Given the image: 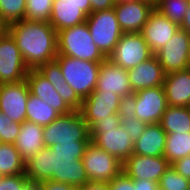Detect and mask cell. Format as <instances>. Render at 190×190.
Listing matches in <instances>:
<instances>
[{"mask_svg":"<svg viewBox=\"0 0 190 190\" xmlns=\"http://www.w3.org/2000/svg\"><path fill=\"white\" fill-rule=\"evenodd\" d=\"M89 142L54 144L44 147L25 163V176L31 184L45 180L75 185L89 182L82 157Z\"/></svg>","mask_w":190,"mask_h":190,"instance_id":"obj_1","label":"cell"},{"mask_svg":"<svg viewBox=\"0 0 190 190\" xmlns=\"http://www.w3.org/2000/svg\"><path fill=\"white\" fill-rule=\"evenodd\" d=\"M15 40L25 65L29 69L55 60L58 55L57 32L49 22L15 21L7 26Z\"/></svg>","mask_w":190,"mask_h":190,"instance_id":"obj_2","label":"cell"},{"mask_svg":"<svg viewBox=\"0 0 190 190\" xmlns=\"http://www.w3.org/2000/svg\"><path fill=\"white\" fill-rule=\"evenodd\" d=\"M58 55L103 62L107 57L96 46L86 22L57 32Z\"/></svg>","mask_w":190,"mask_h":190,"instance_id":"obj_3","label":"cell"},{"mask_svg":"<svg viewBox=\"0 0 190 190\" xmlns=\"http://www.w3.org/2000/svg\"><path fill=\"white\" fill-rule=\"evenodd\" d=\"M45 147L54 144H68L74 142H90V131L79 110L67 114H60L49 125L43 127Z\"/></svg>","mask_w":190,"mask_h":190,"instance_id":"obj_4","label":"cell"},{"mask_svg":"<svg viewBox=\"0 0 190 190\" xmlns=\"http://www.w3.org/2000/svg\"><path fill=\"white\" fill-rule=\"evenodd\" d=\"M62 75L81 100L86 99L96 88L101 62L57 55Z\"/></svg>","mask_w":190,"mask_h":190,"instance_id":"obj_5","label":"cell"},{"mask_svg":"<svg viewBox=\"0 0 190 190\" xmlns=\"http://www.w3.org/2000/svg\"><path fill=\"white\" fill-rule=\"evenodd\" d=\"M86 23L94 43L108 58L123 35L114 8L91 13Z\"/></svg>","mask_w":190,"mask_h":190,"instance_id":"obj_6","label":"cell"},{"mask_svg":"<svg viewBox=\"0 0 190 190\" xmlns=\"http://www.w3.org/2000/svg\"><path fill=\"white\" fill-rule=\"evenodd\" d=\"M89 181L109 183L123 172V163L90 141L82 157Z\"/></svg>","mask_w":190,"mask_h":190,"instance_id":"obj_7","label":"cell"},{"mask_svg":"<svg viewBox=\"0 0 190 190\" xmlns=\"http://www.w3.org/2000/svg\"><path fill=\"white\" fill-rule=\"evenodd\" d=\"M153 55L141 33H123L108 59L129 70Z\"/></svg>","mask_w":190,"mask_h":190,"instance_id":"obj_8","label":"cell"},{"mask_svg":"<svg viewBox=\"0 0 190 190\" xmlns=\"http://www.w3.org/2000/svg\"><path fill=\"white\" fill-rule=\"evenodd\" d=\"M28 71L15 40L6 31L0 38V84L23 81Z\"/></svg>","mask_w":190,"mask_h":190,"instance_id":"obj_9","label":"cell"},{"mask_svg":"<svg viewBox=\"0 0 190 190\" xmlns=\"http://www.w3.org/2000/svg\"><path fill=\"white\" fill-rule=\"evenodd\" d=\"M189 54L190 35L181 28L155 53L166 74L185 70Z\"/></svg>","mask_w":190,"mask_h":190,"instance_id":"obj_10","label":"cell"},{"mask_svg":"<svg viewBox=\"0 0 190 190\" xmlns=\"http://www.w3.org/2000/svg\"><path fill=\"white\" fill-rule=\"evenodd\" d=\"M154 2L149 0H116L114 12L123 33H140Z\"/></svg>","mask_w":190,"mask_h":190,"instance_id":"obj_11","label":"cell"},{"mask_svg":"<svg viewBox=\"0 0 190 190\" xmlns=\"http://www.w3.org/2000/svg\"><path fill=\"white\" fill-rule=\"evenodd\" d=\"M30 94L25 80L15 83L0 84V110L13 122L26 121V105Z\"/></svg>","mask_w":190,"mask_h":190,"instance_id":"obj_12","label":"cell"},{"mask_svg":"<svg viewBox=\"0 0 190 190\" xmlns=\"http://www.w3.org/2000/svg\"><path fill=\"white\" fill-rule=\"evenodd\" d=\"M90 141L122 163L133 154L134 141L122 125L103 128L100 133H90Z\"/></svg>","mask_w":190,"mask_h":190,"instance_id":"obj_13","label":"cell"},{"mask_svg":"<svg viewBox=\"0 0 190 190\" xmlns=\"http://www.w3.org/2000/svg\"><path fill=\"white\" fill-rule=\"evenodd\" d=\"M135 93V117L147 124L159 123L168 106L164 87L145 88Z\"/></svg>","mask_w":190,"mask_h":190,"instance_id":"obj_14","label":"cell"},{"mask_svg":"<svg viewBox=\"0 0 190 190\" xmlns=\"http://www.w3.org/2000/svg\"><path fill=\"white\" fill-rule=\"evenodd\" d=\"M171 164L164 156H142L132 154L123 163V172L133 180H150L158 183Z\"/></svg>","mask_w":190,"mask_h":190,"instance_id":"obj_15","label":"cell"},{"mask_svg":"<svg viewBox=\"0 0 190 190\" xmlns=\"http://www.w3.org/2000/svg\"><path fill=\"white\" fill-rule=\"evenodd\" d=\"M121 97L116 93L93 91L82 100L80 112L90 127L96 120L109 119V116L118 113Z\"/></svg>","mask_w":190,"mask_h":190,"instance_id":"obj_16","label":"cell"},{"mask_svg":"<svg viewBox=\"0 0 190 190\" xmlns=\"http://www.w3.org/2000/svg\"><path fill=\"white\" fill-rule=\"evenodd\" d=\"M179 26L171 22L155 8L150 12L141 35L155 54L179 30Z\"/></svg>","mask_w":190,"mask_h":190,"instance_id":"obj_17","label":"cell"},{"mask_svg":"<svg viewBox=\"0 0 190 190\" xmlns=\"http://www.w3.org/2000/svg\"><path fill=\"white\" fill-rule=\"evenodd\" d=\"M91 4H75L69 0H54L49 23L56 32L86 22Z\"/></svg>","mask_w":190,"mask_h":190,"instance_id":"obj_18","label":"cell"},{"mask_svg":"<svg viewBox=\"0 0 190 190\" xmlns=\"http://www.w3.org/2000/svg\"><path fill=\"white\" fill-rule=\"evenodd\" d=\"M94 91L114 92L120 97L133 93L127 70L106 58L101 62Z\"/></svg>","mask_w":190,"mask_h":190,"instance_id":"obj_19","label":"cell"},{"mask_svg":"<svg viewBox=\"0 0 190 190\" xmlns=\"http://www.w3.org/2000/svg\"><path fill=\"white\" fill-rule=\"evenodd\" d=\"M127 72L133 92L163 86L166 75L155 54Z\"/></svg>","mask_w":190,"mask_h":190,"instance_id":"obj_20","label":"cell"},{"mask_svg":"<svg viewBox=\"0 0 190 190\" xmlns=\"http://www.w3.org/2000/svg\"><path fill=\"white\" fill-rule=\"evenodd\" d=\"M26 81L32 95L53 106L60 114H67L73 111L61 98L51 82L38 69H29Z\"/></svg>","mask_w":190,"mask_h":190,"instance_id":"obj_21","label":"cell"},{"mask_svg":"<svg viewBox=\"0 0 190 190\" xmlns=\"http://www.w3.org/2000/svg\"><path fill=\"white\" fill-rule=\"evenodd\" d=\"M163 87L169 106L187 107L190 102V70L166 74Z\"/></svg>","mask_w":190,"mask_h":190,"instance_id":"obj_22","label":"cell"},{"mask_svg":"<svg viewBox=\"0 0 190 190\" xmlns=\"http://www.w3.org/2000/svg\"><path fill=\"white\" fill-rule=\"evenodd\" d=\"M14 146L19 151L22 161L24 163L29 161L37 152L45 147L43 126L34 122L23 121Z\"/></svg>","mask_w":190,"mask_h":190,"instance_id":"obj_23","label":"cell"},{"mask_svg":"<svg viewBox=\"0 0 190 190\" xmlns=\"http://www.w3.org/2000/svg\"><path fill=\"white\" fill-rule=\"evenodd\" d=\"M167 133L159 123L147 124L143 133L134 141L133 154L163 156Z\"/></svg>","mask_w":190,"mask_h":190,"instance_id":"obj_24","label":"cell"},{"mask_svg":"<svg viewBox=\"0 0 190 190\" xmlns=\"http://www.w3.org/2000/svg\"><path fill=\"white\" fill-rule=\"evenodd\" d=\"M159 124L166 133L190 132V111L187 107L168 105Z\"/></svg>","mask_w":190,"mask_h":190,"instance_id":"obj_25","label":"cell"},{"mask_svg":"<svg viewBox=\"0 0 190 190\" xmlns=\"http://www.w3.org/2000/svg\"><path fill=\"white\" fill-rule=\"evenodd\" d=\"M60 113L48 105L45 101L32 95L28 96V102L26 105V121L34 122L40 126H47L54 121Z\"/></svg>","mask_w":190,"mask_h":190,"instance_id":"obj_26","label":"cell"},{"mask_svg":"<svg viewBox=\"0 0 190 190\" xmlns=\"http://www.w3.org/2000/svg\"><path fill=\"white\" fill-rule=\"evenodd\" d=\"M190 155V132L167 133L164 157L173 164L176 160Z\"/></svg>","mask_w":190,"mask_h":190,"instance_id":"obj_27","label":"cell"},{"mask_svg":"<svg viewBox=\"0 0 190 190\" xmlns=\"http://www.w3.org/2000/svg\"><path fill=\"white\" fill-rule=\"evenodd\" d=\"M25 174V163L14 144L0 143V175Z\"/></svg>","mask_w":190,"mask_h":190,"instance_id":"obj_28","label":"cell"},{"mask_svg":"<svg viewBox=\"0 0 190 190\" xmlns=\"http://www.w3.org/2000/svg\"><path fill=\"white\" fill-rule=\"evenodd\" d=\"M189 4L190 0H155L154 8L180 27Z\"/></svg>","mask_w":190,"mask_h":190,"instance_id":"obj_29","label":"cell"},{"mask_svg":"<svg viewBox=\"0 0 190 190\" xmlns=\"http://www.w3.org/2000/svg\"><path fill=\"white\" fill-rule=\"evenodd\" d=\"M26 0H0V21L6 26L25 19Z\"/></svg>","mask_w":190,"mask_h":190,"instance_id":"obj_30","label":"cell"},{"mask_svg":"<svg viewBox=\"0 0 190 190\" xmlns=\"http://www.w3.org/2000/svg\"><path fill=\"white\" fill-rule=\"evenodd\" d=\"M25 19L49 22L54 0H26Z\"/></svg>","mask_w":190,"mask_h":190,"instance_id":"obj_31","label":"cell"},{"mask_svg":"<svg viewBox=\"0 0 190 190\" xmlns=\"http://www.w3.org/2000/svg\"><path fill=\"white\" fill-rule=\"evenodd\" d=\"M158 187L160 190H189L190 180L179 174L172 165L161 176Z\"/></svg>","mask_w":190,"mask_h":190,"instance_id":"obj_32","label":"cell"},{"mask_svg":"<svg viewBox=\"0 0 190 190\" xmlns=\"http://www.w3.org/2000/svg\"><path fill=\"white\" fill-rule=\"evenodd\" d=\"M21 124L13 122L0 110V143L14 144L20 132Z\"/></svg>","mask_w":190,"mask_h":190,"instance_id":"obj_33","label":"cell"},{"mask_svg":"<svg viewBox=\"0 0 190 190\" xmlns=\"http://www.w3.org/2000/svg\"><path fill=\"white\" fill-rule=\"evenodd\" d=\"M54 87L63 86L64 79L59 62L55 59L37 68Z\"/></svg>","mask_w":190,"mask_h":190,"instance_id":"obj_34","label":"cell"},{"mask_svg":"<svg viewBox=\"0 0 190 190\" xmlns=\"http://www.w3.org/2000/svg\"><path fill=\"white\" fill-rule=\"evenodd\" d=\"M32 184L25 174L2 176L0 190H27Z\"/></svg>","mask_w":190,"mask_h":190,"instance_id":"obj_35","label":"cell"},{"mask_svg":"<svg viewBox=\"0 0 190 190\" xmlns=\"http://www.w3.org/2000/svg\"><path fill=\"white\" fill-rule=\"evenodd\" d=\"M54 88L72 110H80L82 100L78 97L74 89L67 82L63 83V86Z\"/></svg>","mask_w":190,"mask_h":190,"instance_id":"obj_36","label":"cell"},{"mask_svg":"<svg viewBox=\"0 0 190 190\" xmlns=\"http://www.w3.org/2000/svg\"><path fill=\"white\" fill-rule=\"evenodd\" d=\"M136 107V93L133 92L126 96L121 97L118 115L121 117V120H126L130 117H135Z\"/></svg>","mask_w":190,"mask_h":190,"instance_id":"obj_37","label":"cell"},{"mask_svg":"<svg viewBox=\"0 0 190 190\" xmlns=\"http://www.w3.org/2000/svg\"><path fill=\"white\" fill-rule=\"evenodd\" d=\"M121 125L131 136V139L136 141L145 130L147 123L142 122L137 117H130L126 120H121Z\"/></svg>","mask_w":190,"mask_h":190,"instance_id":"obj_38","label":"cell"},{"mask_svg":"<svg viewBox=\"0 0 190 190\" xmlns=\"http://www.w3.org/2000/svg\"><path fill=\"white\" fill-rule=\"evenodd\" d=\"M121 125V117L118 113L109 116V119L96 120L90 127V133H100L103 132V128L118 127Z\"/></svg>","mask_w":190,"mask_h":190,"instance_id":"obj_39","label":"cell"},{"mask_svg":"<svg viewBox=\"0 0 190 190\" xmlns=\"http://www.w3.org/2000/svg\"><path fill=\"white\" fill-rule=\"evenodd\" d=\"M109 190H135L134 180L128 177L124 172L114 177L109 183Z\"/></svg>","mask_w":190,"mask_h":190,"instance_id":"obj_40","label":"cell"},{"mask_svg":"<svg viewBox=\"0 0 190 190\" xmlns=\"http://www.w3.org/2000/svg\"><path fill=\"white\" fill-rule=\"evenodd\" d=\"M41 190H79L75 185L61 183L53 180H45L38 183Z\"/></svg>","mask_w":190,"mask_h":190,"instance_id":"obj_41","label":"cell"},{"mask_svg":"<svg viewBox=\"0 0 190 190\" xmlns=\"http://www.w3.org/2000/svg\"><path fill=\"white\" fill-rule=\"evenodd\" d=\"M171 165L179 174L190 180V155L176 160Z\"/></svg>","mask_w":190,"mask_h":190,"instance_id":"obj_42","label":"cell"},{"mask_svg":"<svg viewBox=\"0 0 190 190\" xmlns=\"http://www.w3.org/2000/svg\"><path fill=\"white\" fill-rule=\"evenodd\" d=\"M91 13L114 8L116 0H90Z\"/></svg>","mask_w":190,"mask_h":190,"instance_id":"obj_43","label":"cell"},{"mask_svg":"<svg viewBox=\"0 0 190 190\" xmlns=\"http://www.w3.org/2000/svg\"><path fill=\"white\" fill-rule=\"evenodd\" d=\"M135 190H159L158 183L150 180H134Z\"/></svg>","mask_w":190,"mask_h":190,"instance_id":"obj_44","label":"cell"},{"mask_svg":"<svg viewBox=\"0 0 190 190\" xmlns=\"http://www.w3.org/2000/svg\"><path fill=\"white\" fill-rule=\"evenodd\" d=\"M79 190H109V186L107 182L89 181L79 187Z\"/></svg>","mask_w":190,"mask_h":190,"instance_id":"obj_45","label":"cell"},{"mask_svg":"<svg viewBox=\"0 0 190 190\" xmlns=\"http://www.w3.org/2000/svg\"><path fill=\"white\" fill-rule=\"evenodd\" d=\"M180 28L185 30L190 35V4L188 6L187 12L185 14V17L183 19Z\"/></svg>","mask_w":190,"mask_h":190,"instance_id":"obj_46","label":"cell"},{"mask_svg":"<svg viewBox=\"0 0 190 190\" xmlns=\"http://www.w3.org/2000/svg\"><path fill=\"white\" fill-rule=\"evenodd\" d=\"M6 31H7V26L0 21V38L4 35Z\"/></svg>","mask_w":190,"mask_h":190,"instance_id":"obj_47","label":"cell"},{"mask_svg":"<svg viewBox=\"0 0 190 190\" xmlns=\"http://www.w3.org/2000/svg\"><path fill=\"white\" fill-rule=\"evenodd\" d=\"M71 2H74L75 4H91L90 0H69Z\"/></svg>","mask_w":190,"mask_h":190,"instance_id":"obj_48","label":"cell"},{"mask_svg":"<svg viewBox=\"0 0 190 190\" xmlns=\"http://www.w3.org/2000/svg\"><path fill=\"white\" fill-rule=\"evenodd\" d=\"M27 190H41L38 184H32Z\"/></svg>","mask_w":190,"mask_h":190,"instance_id":"obj_49","label":"cell"},{"mask_svg":"<svg viewBox=\"0 0 190 190\" xmlns=\"http://www.w3.org/2000/svg\"><path fill=\"white\" fill-rule=\"evenodd\" d=\"M186 69L190 70V54H189V57H188V63H187Z\"/></svg>","mask_w":190,"mask_h":190,"instance_id":"obj_50","label":"cell"},{"mask_svg":"<svg viewBox=\"0 0 190 190\" xmlns=\"http://www.w3.org/2000/svg\"><path fill=\"white\" fill-rule=\"evenodd\" d=\"M187 108H188V110L190 111V102H189V104H188Z\"/></svg>","mask_w":190,"mask_h":190,"instance_id":"obj_51","label":"cell"}]
</instances>
